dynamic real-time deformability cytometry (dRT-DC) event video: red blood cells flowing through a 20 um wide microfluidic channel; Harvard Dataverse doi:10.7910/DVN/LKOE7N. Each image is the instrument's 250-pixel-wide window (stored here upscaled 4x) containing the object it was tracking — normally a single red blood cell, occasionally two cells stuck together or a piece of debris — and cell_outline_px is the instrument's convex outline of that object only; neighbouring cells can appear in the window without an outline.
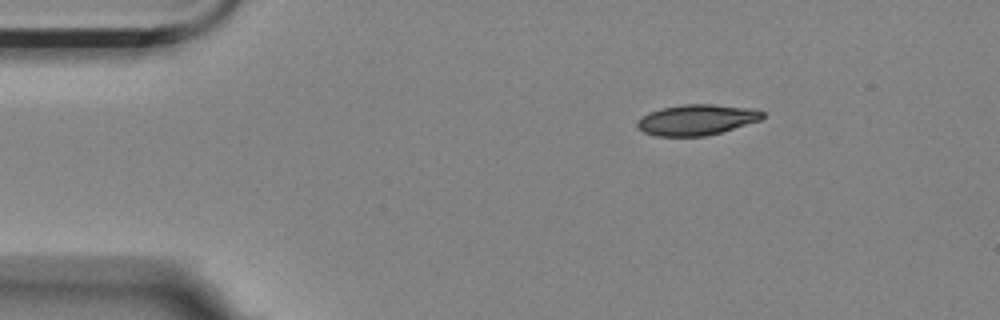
{"species": "Egyptian fruit bat (a non-hibernating species)", "species_latin": "Rousettus aegyptiacus", "temperature_condition": "room temperature", "stored_images_in_passage": 3, "camera_frame_rate_fps": 3000, "um_per_image_px": 0.085, "animal": {"sex": "female"}, "frame": {"image": 1, "passage_image": 1, "time_ms": 0.0, "image_size_px": [1000, 320], "cell_outline_px": [[764, 116], [760, 120], [720, 132], [704, 136], [656, 136], [644, 132], [636, 128], [636, 120], [648, 112], [660, 108], [684, 104], [712, 104], [752, 108], [764, 112]], "centroid_in_image_um": [59.16, 10.17], "position_along_channel_um": 25.8, "area_um2": 22.43}}